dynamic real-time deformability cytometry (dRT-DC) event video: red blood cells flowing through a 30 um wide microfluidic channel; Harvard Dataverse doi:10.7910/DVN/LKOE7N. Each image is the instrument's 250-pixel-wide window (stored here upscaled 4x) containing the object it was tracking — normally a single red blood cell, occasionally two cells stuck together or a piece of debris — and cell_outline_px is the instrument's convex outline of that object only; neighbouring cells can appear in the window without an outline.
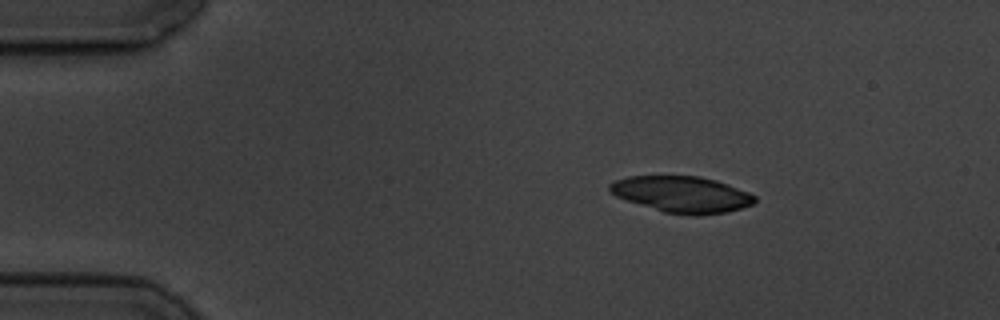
{"species": "common noctule bat (a hibernating species)", "species_latin": "Nyctalus noctula", "temperature_condition": "cold", "stored_images_in_passage": 4, "camera_frame_rate_fps": 3000, "um_per_image_px": 0.085, "animal": {"sex": "male", "body_mass_g": 19.5, "forearm_length_mm": 54.6}, "frame": {"image": 1, "passage_image": 2, "time_ms": 1.667, "image_size_px": [1000, 320], "cell_outline_px": [[756, 200], [752, 204], [740, 208], [724, 212], [696, 216], [664, 212], [616, 196], [608, 188], [608, 184], [616, 180], [628, 176], [700, 176], [716, 180], [728, 184], [748, 192], [756, 196]], "centroid_in_image_um": [57.97, 16.51], "position_along_channel_um": 27.0, "area_um2": 30.35}}